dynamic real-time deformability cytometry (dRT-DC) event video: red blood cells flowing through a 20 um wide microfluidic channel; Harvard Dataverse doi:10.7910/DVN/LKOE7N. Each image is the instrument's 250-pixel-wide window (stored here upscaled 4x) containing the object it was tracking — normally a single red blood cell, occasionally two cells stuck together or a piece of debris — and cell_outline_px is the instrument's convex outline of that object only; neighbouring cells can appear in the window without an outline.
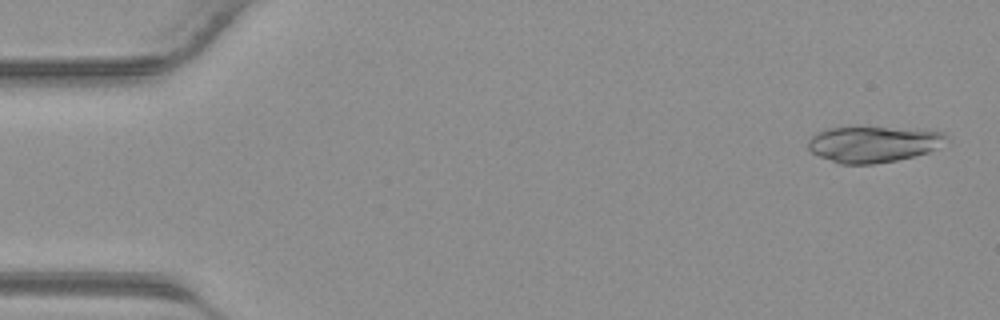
{"species": "common noctule bat (a hibernating species)", "species_latin": "Nyctalus noctula", "temperature_condition": "warm", "stored_images_in_passage": 42, "camera_frame_rate_fps": 3000, "um_per_image_px": 0.085, "animal": {"sex": "male", "body_mass_g": 23.1, "forearm_length_mm": 52.7}, "frame": {"image": 1, "passage_image": 2, "time_ms": 0.333, "image_size_px": [1000, 320], "cell_outline_px": [[952, 136], [948, 140], [936, 148], [928, 152], [896, 160], [872, 164], [840, 164], [820, 156], [812, 152], [808, 148], [808, 140], [816, 132], [828, 128], [928, 128], [944, 132]], "centroid_in_image_um": [74.31, 12.24], "position_along_channel_um": 10.7, "area_um2": 29.19}}
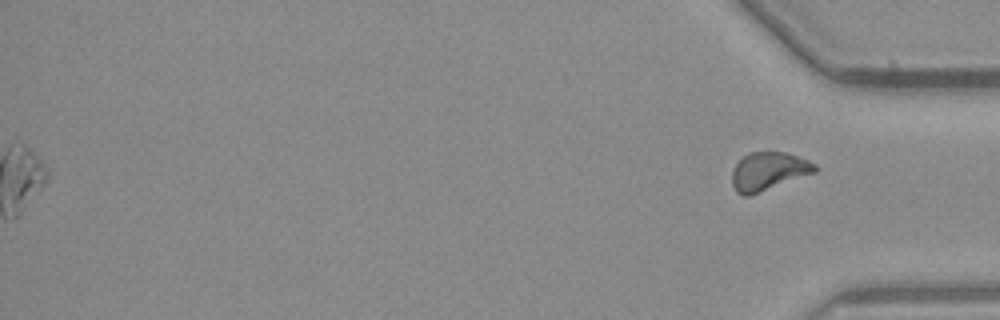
{"frame": {"image": 2, "passage_image": 42, "time_ms": 13.667, "image_size_px": [1000, 320], "cell_outline_px": [[820, 168], [816, 172], [748, 196], [740, 196], [736, 192], [732, 184], [732, 168], [748, 152], [784, 152], [808, 160], [816, 164]], "centroid_in_image_um": [65.31, 14.56], "position_along_channel_um": 369.9, "area_um2": 18.44}}